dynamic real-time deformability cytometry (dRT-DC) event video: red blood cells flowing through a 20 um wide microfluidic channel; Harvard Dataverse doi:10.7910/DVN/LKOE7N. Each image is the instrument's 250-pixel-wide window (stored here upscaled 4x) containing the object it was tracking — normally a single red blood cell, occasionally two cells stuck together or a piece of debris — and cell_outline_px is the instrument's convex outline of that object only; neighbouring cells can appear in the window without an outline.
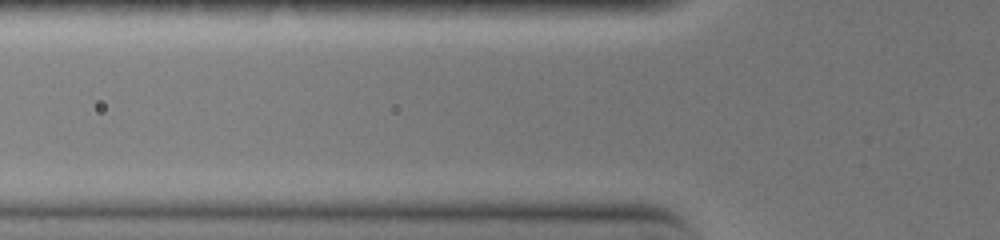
{"species": "common noctule bat (a hibernating species)", "species_latin": "Nyctalus noctula", "temperature_condition": "warm", "stored_images_in_passage": 4, "camera_frame_rate_fps": 3000, "um_per_image_px": 0.085, "animal": {"sex": "female", "body_mass_g": 19.0, "forearm_length_mm": 51.5}, "frame": {"image": 1, "passage_image": 2, "time_ms": 0.333, "image_size_px": [1000, 240], "cell_outline_px": [[624, 164], [616, 168], [524, 168], [504, 164], [504, 160], [516, 152], [600, 156], [616, 160]], "centroid_in_image_um": [47.58, 13.7], "position_along_channel_um": 78.2, "area_um2": 10.64}}